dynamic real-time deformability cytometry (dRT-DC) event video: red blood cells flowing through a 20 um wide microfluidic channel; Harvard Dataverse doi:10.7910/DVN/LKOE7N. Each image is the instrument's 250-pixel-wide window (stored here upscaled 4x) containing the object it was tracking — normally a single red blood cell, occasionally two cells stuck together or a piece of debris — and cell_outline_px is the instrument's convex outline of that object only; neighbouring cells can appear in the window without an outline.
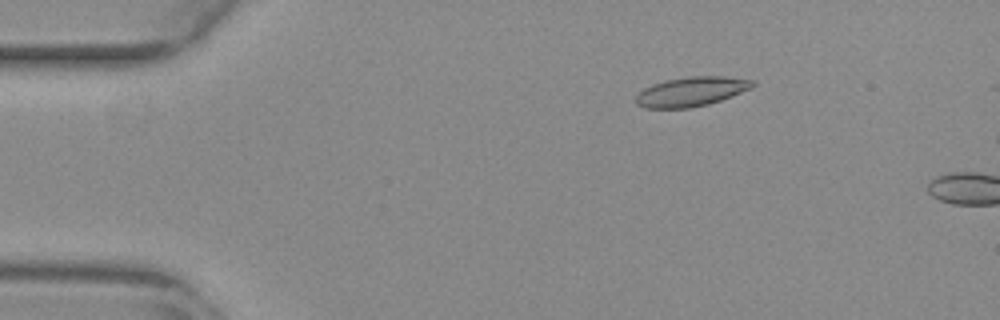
{"species": "common noctule bat (a hibernating species)", "species_latin": "Nyctalus noctula", "temperature_condition": "warm", "stored_images_in_passage": 10, "camera_frame_rate_fps": 3000, "um_per_image_px": 0.085, "animal": {"sex": "female", "body_mass_g": 29.2, "forearm_length_mm": 56.3}, "frame": {"image": 1, "passage_image": 7, "time_ms": 2.0, "image_size_px": [1000, 320], "cell_outline_px": [[756, 84], [752, 88], [732, 96], [708, 104], [688, 108], [644, 108], [636, 104], [636, 96], [644, 88], [652, 84], [664, 80], [688, 76], [724, 76], [752, 80]], "centroid_in_image_um": [58.75, 7.78], "position_along_channel_um": 26.2, "area_um2": 20.06}}